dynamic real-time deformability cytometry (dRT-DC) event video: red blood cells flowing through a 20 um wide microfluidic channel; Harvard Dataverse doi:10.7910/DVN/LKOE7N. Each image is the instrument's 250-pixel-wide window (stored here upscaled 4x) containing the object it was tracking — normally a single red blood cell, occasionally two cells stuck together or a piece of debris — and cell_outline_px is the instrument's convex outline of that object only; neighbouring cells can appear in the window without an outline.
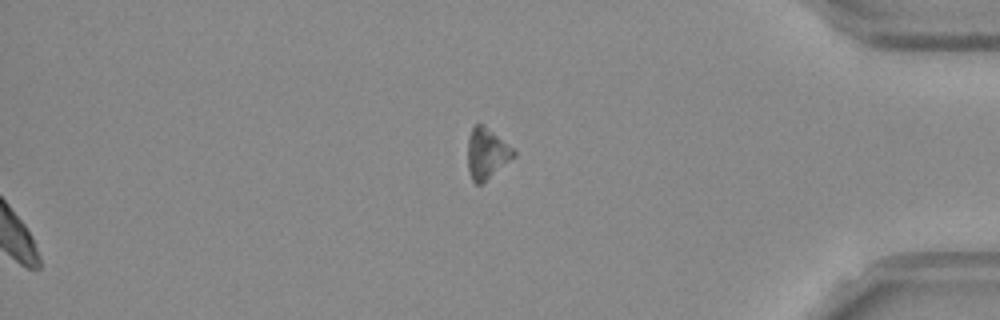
{"species": "Egyptian fruit bat (a non-hibernating species)", "species_latin": "Rousettus aegyptiacus", "temperature_condition": "room temperature", "stored_images_in_passage": 49, "segment_of_instrument_passage": [2, 2], "camera_frame_rate_fps": 3000, "um_per_image_px": 0.085, "frame": {"image": 1, "passage_image": 49, "time_ms": 16.0, "image_size_px": [1000, 320], "cell_outline_px": [[516, 156], [484, 184], [476, 184], [472, 180], [468, 172], [468, 136], [472, 128], [476, 124], [484, 124], [512, 148], [516, 152]], "centroid_in_image_um": [41.37, 13.09], "position_along_channel_um": 393.8, "area_um2": 13.81}}